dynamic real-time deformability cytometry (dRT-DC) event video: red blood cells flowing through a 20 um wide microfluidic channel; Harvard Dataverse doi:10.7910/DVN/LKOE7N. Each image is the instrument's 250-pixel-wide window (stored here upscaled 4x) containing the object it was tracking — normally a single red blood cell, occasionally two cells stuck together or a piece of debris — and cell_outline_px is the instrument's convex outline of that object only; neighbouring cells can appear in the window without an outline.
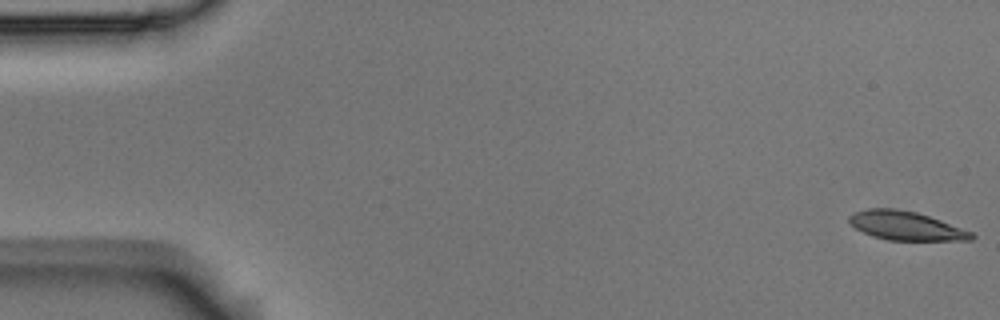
{"species": "Egyptian fruit bat (a non-hibernating species)", "species_latin": "Rousettus aegyptiacus", "temperature_condition": "room temperature", "stored_images_in_passage": 6, "camera_frame_rate_fps": 3000, "um_per_image_px": 0.085, "animal": {"sex": "male"}, "frame": {"image": 1, "passage_image": 1, "time_ms": 0.0, "image_size_px": [1000, 320], "cell_outline_px": [[976, 236], [972, 240], [888, 240], [872, 236], [856, 228], [848, 220], [848, 216], [852, 212], [868, 208], [892, 208], [916, 212], [940, 220], [972, 232]], "centroid_in_image_um": [76.97, 19.18], "position_along_channel_um": 8.0, "area_um2": 20.4}}
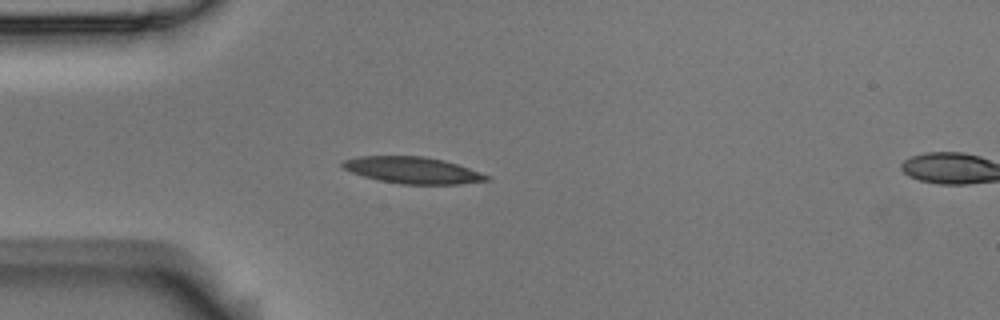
{"frame": {"image": 2, "passage_image": 5, "time_ms": 1.333, "image_size_px": [1000, 320], "cell_outline_px": [[492, 180], [460, 184], [400, 184], [380, 180], [364, 176], [352, 172], [344, 168], [340, 164], [344, 160], [360, 156], [420, 156], [444, 160], [468, 168], [488, 176]], "centroid_in_image_um": [35.07, 14.47], "position_along_channel_um": 49.9, "area_um2": 22.02}}